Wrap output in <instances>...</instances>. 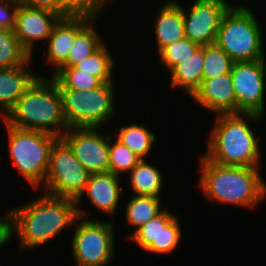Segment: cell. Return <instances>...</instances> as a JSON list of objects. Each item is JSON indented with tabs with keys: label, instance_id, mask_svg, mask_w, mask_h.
<instances>
[{
	"label": "cell",
	"instance_id": "6da1fadb",
	"mask_svg": "<svg viewBox=\"0 0 266 266\" xmlns=\"http://www.w3.org/2000/svg\"><path fill=\"white\" fill-rule=\"evenodd\" d=\"M34 198L18 208L9 209L12 233L17 234L23 251L52 241L60 232L74 226L78 218L74 199L53 197L44 193Z\"/></svg>",
	"mask_w": 266,
	"mask_h": 266
},
{
	"label": "cell",
	"instance_id": "7a4b0ae2",
	"mask_svg": "<svg viewBox=\"0 0 266 266\" xmlns=\"http://www.w3.org/2000/svg\"><path fill=\"white\" fill-rule=\"evenodd\" d=\"M215 122L207 136V152L203 155L222 166L260 167L262 152L260 136L250 123L262 121L255 113L215 115ZM261 119V120H260Z\"/></svg>",
	"mask_w": 266,
	"mask_h": 266
},
{
	"label": "cell",
	"instance_id": "3957f363",
	"mask_svg": "<svg viewBox=\"0 0 266 266\" xmlns=\"http://www.w3.org/2000/svg\"><path fill=\"white\" fill-rule=\"evenodd\" d=\"M200 158L199 190L211 202L253 209L266 199V182L260 167L222 166L203 154Z\"/></svg>",
	"mask_w": 266,
	"mask_h": 266
},
{
	"label": "cell",
	"instance_id": "277c9868",
	"mask_svg": "<svg viewBox=\"0 0 266 266\" xmlns=\"http://www.w3.org/2000/svg\"><path fill=\"white\" fill-rule=\"evenodd\" d=\"M47 78L38 77L3 120L17 128L38 130L60 138L68 129L62 96L56 82Z\"/></svg>",
	"mask_w": 266,
	"mask_h": 266
},
{
	"label": "cell",
	"instance_id": "5b68a950",
	"mask_svg": "<svg viewBox=\"0 0 266 266\" xmlns=\"http://www.w3.org/2000/svg\"><path fill=\"white\" fill-rule=\"evenodd\" d=\"M261 31L250 7L232 4L221 19L215 43L233 62L266 59Z\"/></svg>",
	"mask_w": 266,
	"mask_h": 266
},
{
	"label": "cell",
	"instance_id": "8992f818",
	"mask_svg": "<svg viewBox=\"0 0 266 266\" xmlns=\"http://www.w3.org/2000/svg\"><path fill=\"white\" fill-rule=\"evenodd\" d=\"M2 121L8 134L11 166L33 190L39 189L46 180L51 147L58 137L38 130L17 128Z\"/></svg>",
	"mask_w": 266,
	"mask_h": 266
},
{
	"label": "cell",
	"instance_id": "52a82bcc",
	"mask_svg": "<svg viewBox=\"0 0 266 266\" xmlns=\"http://www.w3.org/2000/svg\"><path fill=\"white\" fill-rule=\"evenodd\" d=\"M115 83H103L100 87L89 90L59 88L67 127L101 128L110 124L117 107L115 88L118 87Z\"/></svg>",
	"mask_w": 266,
	"mask_h": 266
},
{
	"label": "cell",
	"instance_id": "ba28073f",
	"mask_svg": "<svg viewBox=\"0 0 266 266\" xmlns=\"http://www.w3.org/2000/svg\"><path fill=\"white\" fill-rule=\"evenodd\" d=\"M78 222V223H77ZM114 220L78 217L71 235V249L75 266H107L115 257Z\"/></svg>",
	"mask_w": 266,
	"mask_h": 266
},
{
	"label": "cell",
	"instance_id": "9c48e42d",
	"mask_svg": "<svg viewBox=\"0 0 266 266\" xmlns=\"http://www.w3.org/2000/svg\"><path fill=\"white\" fill-rule=\"evenodd\" d=\"M89 177L90 173L75 158L70 147L58 138L51 147L43 193L76 200L82 194Z\"/></svg>",
	"mask_w": 266,
	"mask_h": 266
},
{
	"label": "cell",
	"instance_id": "30bf717a",
	"mask_svg": "<svg viewBox=\"0 0 266 266\" xmlns=\"http://www.w3.org/2000/svg\"><path fill=\"white\" fill-rule=\"evenodd\" d=\"M236 99V113L264 116L266 59L234 62L231 69Z\"/></svg>",
	"mask_w": 266,
	"mask_h": 266
},
{
	"label": "cell",
	"instance_id": "8fae6325",
	"mask_svg": "<svg viewBox=\"0 0 266 266\" xmlns=\"http://www.w3.org/2000/svg\"><path fill=\"white\" fill-rule=\"evenodd\" d=\"M101 129L68 128L60 137L90 174L109 172V135Z\"/></svg>",
	"mask_w": 266,
	"mask_h": 266
},
{
	"label": "cell",
	"instance_id": "7c38bea8",
	"mask_svg": "<svg viewBox=\"0 0 266 266\" xmlns=\"http://www.w3.org/2000/svg\"><path fill=\"white\" fill-rule=\"evenodd\" d=\"M192 2L190 9L183 8L186 38L200 46L214 44L221 19L232 4L227 0H194Z\"/></svg>",
	"mask_w": 266,
	"mask_h": 266
},
{
	"label": "cell",
	"instance_id": "4fadbf2b",
	"mask_svg": "<svg viewBox=\"0 0 266 266\" xmlns=\"http://www.w3.org/2000/svg\"><path fill=\"white\" fill-rule=\"evenodd\" d=\"M60 18L54 12L19 3L13 31L21 46L34 57L36 43L44 41L46 44L54 25Z\"/></svg>",
	"mask_w": 266,
	"mask_h": 266
},
{
	"label": "cell",
	"instance_id": "5bb4252c",
	"mask_svg": "<svg viewBox=\"0 0 266 266\" xmlns=\"http://www.w3.org/2000/svg\"><path fill=\"white\" fill-rule=\"evenodd\" d=\"M119 181L120 176L110 172L90 174L82 194L75 200L78 217L91 219L88 217L89 212L80 207L85 193L91 205L100 212L110 217L115 216L122 196V187H120Z\"/></svg>",
	"mask_w": 266,
	"mask_h": 266
},
{
	"label": "cell",
	"instance_id": "9a60e30c",
	"mask_svg": "<svg viewBox=\"0 0 266 266\" xmlns=\"http://www.w3.org/2000/svg\"><path fill=\"white\" fill-rule=\"evenodd\" d=\"M92 17L70 16L60 18L46 42L45 61L55 73L66 61L76 36L93 20Z\"/></svg>",
	"mask_w": 266,
	"mask_h": 266
},
{
	"label": "cell",
	"instance_id": "2e32d148",
	"mask_svg": "<svg viewBox=\"0 0 266 266\" xmlns=\"http://www.w3.org/2000/svg\"><path fill=\"white\" fill-rule=\"evenodd\" d=\"M206 111L215 115L235 114L236 99L231 72L214 78H203L200 88L191 97Z\"/></svg>",
	"mask_w": 266,
	"mask_h": 266
},
{
	"label": "cell",
	"instance_id": "e0dca14e",
	"mask_svg": "<svg viewBox=\"0 0 266 266\" xmlns=\"http://www.w3.org/2000/svg\"><path fill=\"white\" fill-rule=\"evenodd\" d=\"M32 59L33 57L21 66L0 69V113L2 119L32 83L40 77V74L29 69Z\"/></svg>",
	"mask_w": 266,
	"mask_h": 266
},
{
	"label": "cell",
	"instance_id": "ac0fdd59",
	"mask_svg": "<svg viewBox=\"0 0 266 266\" xmlns=\"http://www.w3.org/2000/svg\"><path fill=\"white\" fill-rule=\"evenodd\" d=\"M177 0H168L154 14V38L156 53L173 42L186 38L183 7Z\"/></svg>",
	"mask_w": 266,
	"mask_h": 266
},
{
	"label": "cell",
	"instance_id": "d6986e66",
	"mask_svg": "<svg viewBox=\"0 0 266 266\" xmlns=\"http://www.w3.org/2000/svg\"><path fill=\"white\" fill-rule=\"evenodd\" d=\"M204 46H200L190 57L176 65L170 73V88L181 89L191 99L203 81Z\"/></svg>",
	"mask_w": 266,
	"mask_h": 266
},
{
	"label": "cell",
	"instance_id": "ffe728a7",
	"mask_svg": "<svg viewBox=\"0 0 266 266\" xmlns=\"http://www.w3.org/2000/svg\"><path fill=\"white\" fill-rule=\"evenodd\" d=\"M129 184L134 195L154 196L161 198L164 184L163 174L159 167L140 160L129 172Z\"/></svg>",
	"mask_w": 266,
	"mask_h": 266
},
{
	"label": "cell",
	"instance_id": "44dd1931",
	"mask_svg": "<svg viewBox=\"0 0 266 266\" xmlns=\"http://www.w3.org/2000/svg\"><path fill=\"white\" fill-rule=\"evenodd\" d=\"M117 140L127 146L141 160H146V156L153 150V145L157 142L156 134L151 132L143 123H137L120 126L119 130L115 131Z\"/></svg>",
	"mask_w": 266,
	"mask_h": 266
},
{
	"label": "cell",
	"instance_id": "7402d4cb",
	"mask_svg": "<svg viewBox=\"0 0 266 266\" xmlns=\"http://www.w3.org/2000/svg\"><path fill=\"white\" fill-rule=\"evenodd\" d=\"M177 214L165 209L155 218L150 219L128 237L137 247L144 252L158 254L159 235L163 229Z\"/></svg>",
	"mask_w": 266,
	"mask_h": 266
},
{
	"label": "cell",
	"instance_id": "603a6c76",
	"mask_svg": "<svg viewBox=\"0 0 266 266\" xmlns=\"http://www.w3.org/2000/svg\"><path fill=\"white\" fill-rule=\"evenodd\" d=\"M161 204L160 198L154 196L133 195L130 197L125 209V220L128 226L133 227L132 234L164 210Z\"/></svg>",
	"mask_w": 266,
	"mask_h": 266
},
{
	"label": "cell",
	"instance_id": "cb8c5ba5",
	"mask_svg": "<svg viewBox=\"0 0 266 266\" xmlns=\"http://www.w3.org/2000/svg\"><path fill=\"white\" fill-rule=\"evenodd\" d=\"M94 18L75 38L70 49L67 61L61 67H75L78 63L86 59L97 51L105 41L101 38L95 27Z\"/></svg>",
	"mask_w": 266,
	"mask_h": 266
},
{
	"label": "cell",
	"instance_id": "d4e9b609",
	"mask_svg": "<svg viewBox=\"0 0 266 266\" xmlns=\"http://www.w3.org/2000/svg\"><path fill=\"white\" fill-rule=\"evenodd\" d=\"M106 42L92 55L78 63L75 67L99 78L103 83L116 82L113 76L114 58L109 52Z\"/></svg>",
	"mask_w": 266,
	"mask_h": 266
},
{
	"label": "cell",
	"instance_id": "484cf974",
	"mask_svg": "<svg viewBox=\"0 0 266 266\" xmlns=\"http://www.w3.org/2000/svg\"><path fill=\"white\" fill-rule=\"evenodd\" d=\"M30 58L13 30L0 29V69L24 65Z\"/></svg>",
	"mask_w": 266,
	"mask_h": 266
},
{
	"label": "cell",
	"instance_id": "4316f807",
	"mask_svg": "<svg viewBox=\"0 0 266 266\" xmlns=\"http://www.w3.org/2000/svg\"><path fill=\"white\" fill-rule=\"evenodd\" d=\"M50 76L56 82L58 88L89 90L103 84L99 78L78 70L76 67H60Z\"/></svg>",
	"mask_w": 266,
	"mask_h": 266
},
{
	"label": "cell",
	"instance_id": "83f0119b",
	"mask_svg": "<svg viewBox=\"0 0 266 266\" xmlns=\"http://www.w3.org/2000/svg\"><path fill=\"white\" fill-rule=\"evenodd\" d=\"M109 135V172L120 176L130 170L141 160L127 146Z\"/></svg>",
	"mask_w": 266,
	"mask_h": 266
},
{
	"label": "cell",
	"instance_id": "f1b7e54d",
	"mask_svg": "<svg viewBox=\"0 0 266 266\" xmlns=\"http://www.w3.org/2000/svg\"><path fill=\"white\" fill-rule=\"evenodd\" d=\"M233 61L216 43L204 46L203 78H214L230 73Z\"/></svg>",
	"mask_w": 266,
	"mask_h": 266
},
{
	"label": "cell",
	"instance_id": "f546056e",
	"mask_svg": "<svg viewBox=\"0 0 266 266\" xmlns=\"http://www.w3.org/2000/svg\"><path fill=\"white\" fill-rule=\"evenodd\" d=\"M199 44L188 38L178 40L163 47L159 52L160 63L163 64L169 73L176 65L190 57L198 48Z\"/></svg>",
	"mask_w": 266,
	"mask_h": 266
},
{
	"label": "cell",
	"instance_id": "4dcf8cb0",
	"mask_svg": "<svg viewBox=\"0 0 266 266\" xmlns=\"http://www.w3.org/2000/svg\"><path fill=\"white\" fill-rule=\"evenodd\" d=\"M103 11L95 4L94 0H59V16H86L99 18Z\"/></svg>",
	"mask_w": 266,
	"mask_h": 266
},
{
	"label": "cell",
	"instance_id": "1f68e13d",
	"mask_svg": "<svg viewBox=\"0 0 266 266\" xmlns=\"http://www.w3.org/2000/svg\"><path fill=\"white\" fill-rule=\"evenodd\" d=\"M183 231L180 226V219L176 215L163 229L159 235L158 254L171 255L181 243Z\"/></svg>",
	"mask_w": 266,
	"mask_h": 266
},
{
	"label": "cell",
	"instance_id": "d6a6232c",
	"mask_svg": "<svg viewBox=\"0 0 266 266\" xmlns=\"http://www.w3.org/2000/svg\"><path fill=\"white\" fill-rule=\"evenodd\" d=\"M19 3V0H0V29H14Z\"/></svg>",
	"mask_w": 266,
	"mask_h": 266
},
{
	"label": "cell",
	"instance_id": "836d02e7",
	"mask_svg": "<svg viewBox=\"0 0 266 266\" xmlns=\"http://www.w3.org/2000/svg\"><path fill=\"white\" fill-rule=\"evenodd\" d=\"M3 215H0V248H2L4 245H8L10 240L13 237L12 233V217L10 210L7 209V211ZM8 242V243H7Z\"/></svg>",
	"mask_w": 266,
	"mask_h": 266
},
{
	"label": "cell",
	"instance_id": "e575fe53",
	"mask_svg": "<svg viewBox=\"0 0 266 266\" xmlns=\"http://www.w3.org/2000/svg\"><path fill=\"white\" fill-rule=\"evenodd\" d=\"M19 2L30 7L45 9L59 15V0H19Z\"/></svg>",
	"mask_w": 266,
	"mask_h": 266
},
{
	"label": "cell",
	"instance_id": "d590c367",
	"mask_svg": "<svg viewBox=\"0 0 266 266\" xmlns=\"http://www.w3.org/2000/svg\"><path fill=\"white\" fill-rule=\"evenodd\" d=\"M95 4L102 10L104 11V9L106 8V4L111 2V0H94Z\"/></svg>",
	"mask_w": 266,
	"mask_h": 266
}]
</instances>
